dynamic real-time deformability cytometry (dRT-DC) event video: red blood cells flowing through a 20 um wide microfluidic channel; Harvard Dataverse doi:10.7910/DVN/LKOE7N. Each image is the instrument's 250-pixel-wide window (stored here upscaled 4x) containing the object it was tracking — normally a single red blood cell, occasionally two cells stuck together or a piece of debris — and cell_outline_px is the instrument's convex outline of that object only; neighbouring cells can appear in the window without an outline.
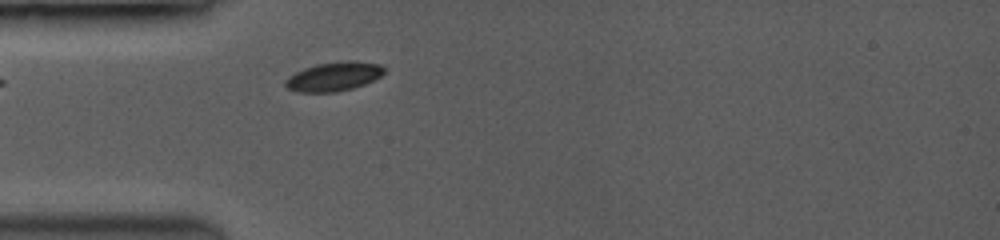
{"species": "common noctule bat (a hibernating species)", "species_latin": "Nyctalus noctula", "temperature_condition": "room temperature", "stored_images_in_passage": 8, "camera_frame_rate_fps": 3500, "um_per_image_px": 0.085, "animal": {"sex": "female", "body_mass_g": 19.0, "forearm_length_mm": 53.3}, "frame": {"image": 1, "passage_image": 1, "time_ms": 0.0, "image_size_px": [1000, 240], "cell_outline_px": [[384, 72], [380, 76], [364, 84], [352, 88], [332, 92], [300, 92], [288, 88], [284, 84], [284, 80], [288, 76], [304, 68], [316, 64], [380, 64], [384, 68]], "centroid_in_image_um": [28.27, 6.56], "position_along_channel_um": 56.7, "area_um2": 15.61}}
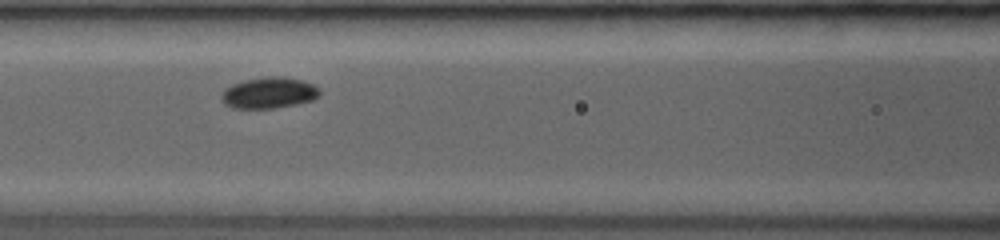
{"frame": {"image": 2, "passage_image": 6, "time_ms": 2.286, "image_size_px": [1000, 240], "cell_outline_px": [[320, 92], [312, 100], [272, 108], [236, 108], [228, 104], [224, 100], [224, 92], [232, 84], [244, 80], [276, 76], [280, 76], [304, 80], [312, 84]], "centroid_in_image_um": [22.9, 7.87], "position_along_channel_um": 143.7, "area_um2": 16.99}}
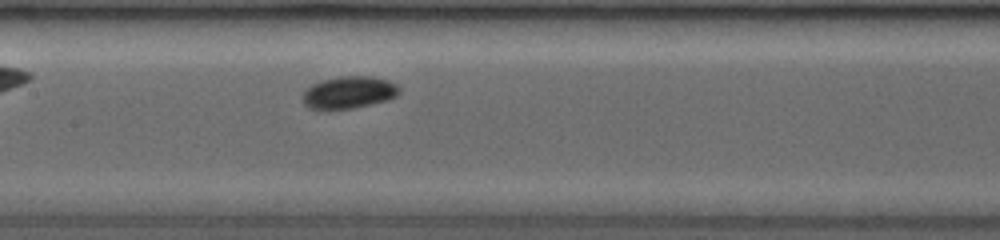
{"frame": {"image": 3, "passage_image": 8, "time_ms": 3.143, "image_size_px": [1000, 240], "cell_outline_px": [[400, 92], [396, 96], [388, 100], [352, 108], [312, 108], [304, 104], [304, 92], [312, 84], [324, 80], [340, 76], [372, 76], [388, 80], [396, 84], [400, 88]], "centroid_in_image_um": [29.72, 7.83], "position_along_channel_um": 177.7, "area_um2": 17.74}}